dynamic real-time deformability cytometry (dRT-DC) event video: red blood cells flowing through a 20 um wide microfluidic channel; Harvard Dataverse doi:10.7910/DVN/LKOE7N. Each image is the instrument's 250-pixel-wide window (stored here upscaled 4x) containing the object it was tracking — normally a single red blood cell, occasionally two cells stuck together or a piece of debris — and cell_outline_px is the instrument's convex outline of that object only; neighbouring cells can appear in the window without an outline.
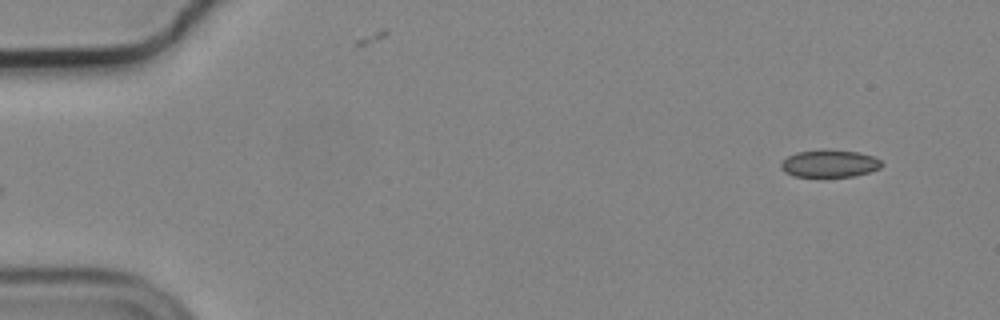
{"species": "common noctule bat (a hibernating species)", "species_latin": "Nyctalus noctula", "temperature_condition": "cold", "stored_images_in_passage": 52, "camera_frame_rate_fps": 3000, "um_per_image_px": 0.085, "animal": {"sex": "male", "body_mass_g": 19.2, "forearm_length_mm": 51.8}, "frame": {"image": 1, "passage_image": 1, "time_ms": 0.0, "image_size_px": [1000, 320], "cell_outline_px": [[884, 164], [880, 168], [856, 176], [792, 176], [784, 172], [780, 168], [780, 164], [788, 156], [796, 152], [820, 148], [824, 148], [856, 152], [872, 156], [880, 160]], "centroid_in_image_um": [70.48, 13.88], "position_along_channel_um": 14.5, "area_um2": 16.24}}
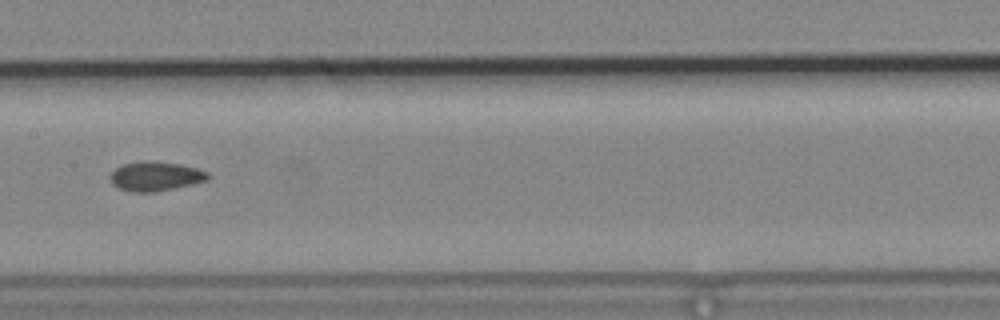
{"frame": {"image": 2, "passage_image": 25, "time_ms": 8.0, "image_size_px": [1000, 320], "cell_outline_px": [[212, 176], [208, 180], [192, 184], [156, 192], [128, 192], [112, 184], [108, 176], [116, 168], [124, 164], [144, 160], [180, 164], [196, 168], [208, 172]], "centroid_in_image_um": [13.22, 14.99], "position_along_channel_um": 194.2, "area_um2": 16.82}}
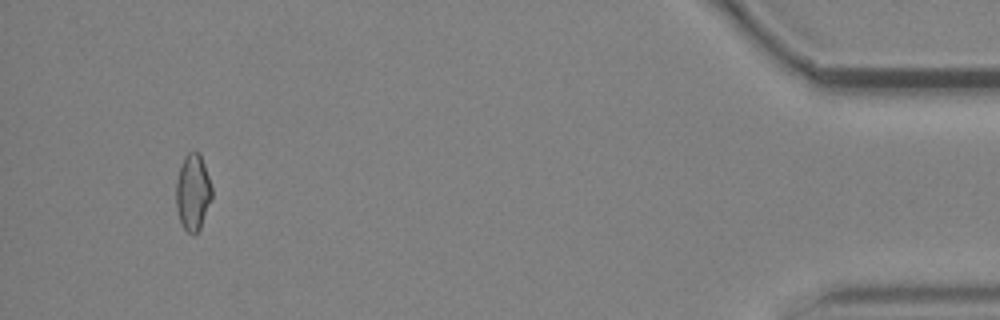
{"frame": {"image": 3, "passage_image": 49, "time_ms": 16.0, "image_size_px": [1000, 320], "cell_outline_px": [[212, 200], [200, 228], [192, 236], [184, 228], [180, 220], [176, 208], [176, 180], [184, 156], [188, 152], [200, 152], [212, 188]], "centroid_in_image_um": [16.4, 16.35], "position_along_channel_um": 418.8, "area_um2": 15.95}, "authors_computed_cell_mechanics": {"area_um2": 16.3285, "velocity_mm_per_s": 3.725, "shape_relaxation_time_tau1_ms": null, "shape_relaxation_time_tau2_ms": 3.8812, "deformation_change_tau1": null, "deformation_change_tau2": 0.0709}}